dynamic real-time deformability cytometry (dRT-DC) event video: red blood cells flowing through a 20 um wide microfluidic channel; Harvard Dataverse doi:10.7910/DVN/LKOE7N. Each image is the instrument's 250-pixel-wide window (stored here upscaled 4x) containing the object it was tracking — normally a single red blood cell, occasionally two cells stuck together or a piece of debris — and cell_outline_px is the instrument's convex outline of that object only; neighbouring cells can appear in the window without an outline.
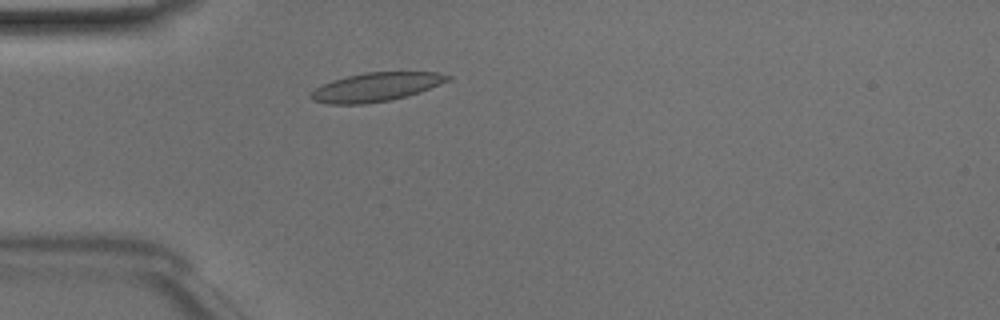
{"species": "Egyptian fruit bat (a non-hibernating species)", "species_latin": "Rousettus aegyptiacus", "temperature_condition": "room temperature", "stored_images_in_passage": 43, "camera_frame_rate_fps": 3000, "um_per_image_px": 0.085, "animal": {"sex": "male"}, "frame": {"image": 1, "passage_image": 8, "time_ms": 2.333, "image_size_px": [1000, 320], "cell_outline_px": [[452, 76], [448, 80], [440, 84], [420, 92], [408, 96], [392, 100], [364, 104], [328, 104], [312, 100], [308, 96], [316, 88], [332, 80], [348, 76], [368, 72], [436, 72]], "centroid_in_image_um": [31.96, 7.41], "position_along_channel_um": 53.0, "area_um2": 22.83}}
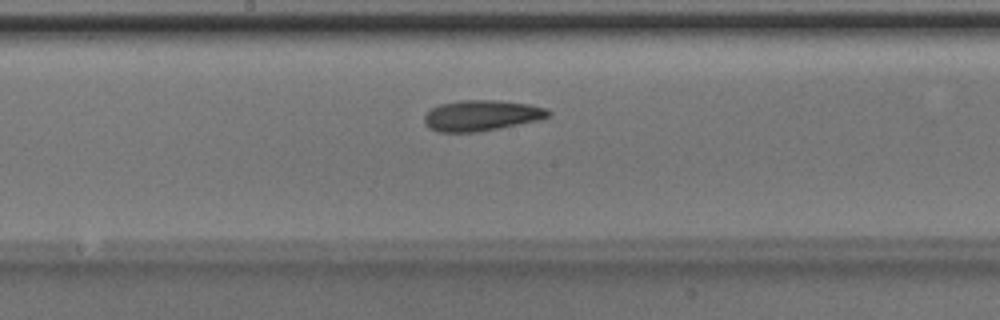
{"frame": {"image": 2, "passage_image": 20, "time_ms": 6.333, "image_size_px": [1000, 320], "cell_outline_px": [[552, 112], [548, 116], [540, 120], [500, 128], [476, 132], [436, 132], [428, 128], [424, 120], [424, 116], [432, 108], [440, 104], [460, 100], [496, 100], [528, 104], [544, 108]], "centroid_in_image_um": [40.91, 9.82], "position_along_channel_um": 207.3, "area_um2": 22.2}}
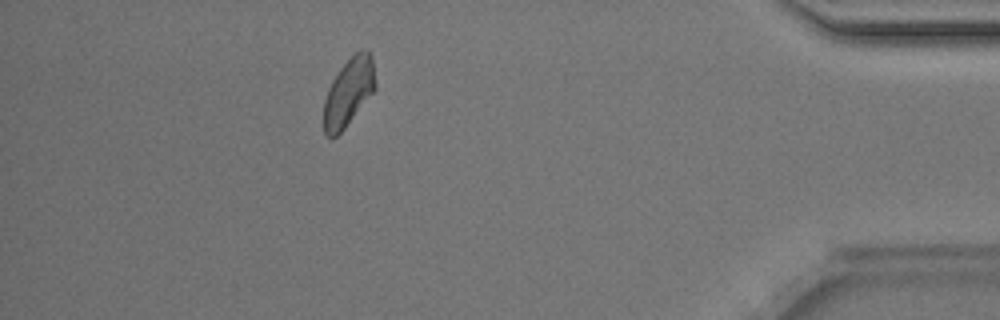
{"frame": {"image": 3, "passage_image": 38, "time_ms": 12.333, "image_size_px": [1000, 320], "cell_outline_px": [[376, 88], [344, 128], [332, 140], [324, 136], [324, 100], [328, 88], [332, 80], [340, 68], [356, 52], [368, 48], [372, 52], [376, 84]], "centroid_in_image_um": [29.63, 7.82], "position_along_channel_um": 405.6, "area_um2": 20.46}, "authors_computed_cell_mechanics": {"area_um2": 21.2126, "velocity_mm_per_s": 4.0922, "shape_relaxation_time_tau1_ms": 3.084, "shape_relaxation_time_tau2_ms": 7.6831, "deformation_change_tau1": 0.1164, "deformation_change_tau2": 0.1619}}